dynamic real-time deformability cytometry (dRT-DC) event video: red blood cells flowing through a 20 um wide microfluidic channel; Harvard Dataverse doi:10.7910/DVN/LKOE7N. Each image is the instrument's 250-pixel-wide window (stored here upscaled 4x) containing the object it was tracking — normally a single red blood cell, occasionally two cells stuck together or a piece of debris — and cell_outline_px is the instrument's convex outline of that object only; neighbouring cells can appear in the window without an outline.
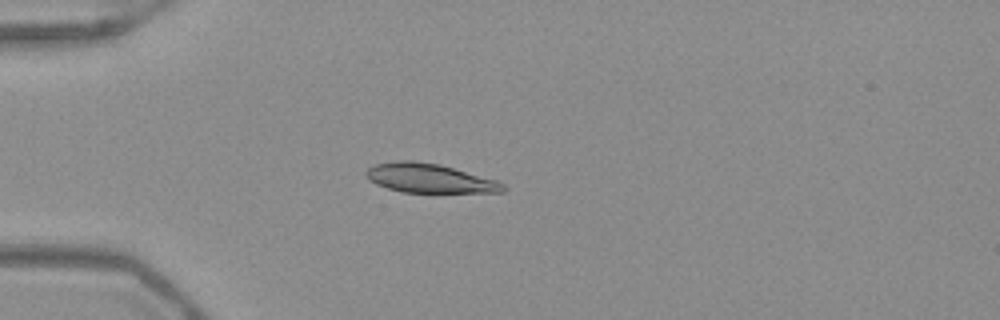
{"species": "Egyptian fruit bat (a non-hibernating species)", "species_latin": "Rousettus aegyptiacus", "temperature_condition": "warm", "stored_images_in_passage": 39, "camera_frame_rate_fps": 3000, "um_per_image_px": 0.085, "frame": {"image": 1, "passage_image": 1, "time_ms": 0.0, "image_size_px": [1000, 320], "cell_outline_px": [[508, 188], [504, 192], [404, 192], [388, 188], [376, 184], [368, 180], [364, 176], [364, 172], [368, 168], [376, 164], [396, 160], [412, 160], [440, 164], [496, 180], [504, 184]], "centroid_in_image_um": [36.48, 15.14], "position_along_channel_um": 48.5, "area_um2": 23.29}}
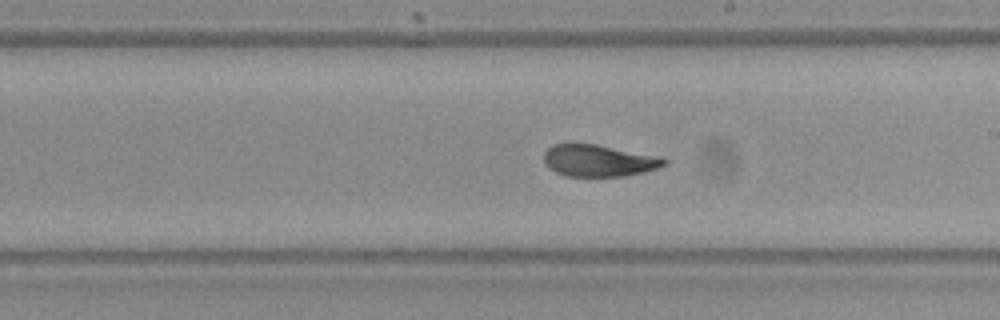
{"frame": {"image": 2, "passage_image": 17, "time_ms": 5.333, "image_size_px": [1000, 320], "cell_outline_px": [[668, 164], [644, 172], [624, 176], [564, 176], [548, 168], [544, 164], [544, 152], [552, 144], [596, 144], [660, 156], [668, 160]], "centroid_in_image_um": [50.89, 13.65], "position_along_channel_um": 238.1, "area_um2": 22.43}}
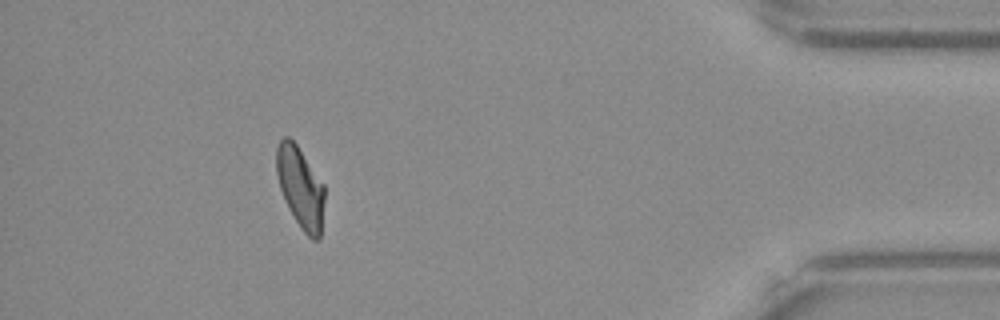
{"frame": {"image": 3, "passage_image": 34, "time_ms": 11.0, "image_size_px": [1000, 320], "cell_outline_px": [[324, 200], [320, 240], [312, 240], [304, 232], [288, 208], [280, 188], [276, 172], [276, 148], [280, 140], [284, 136], [288, 136], [296, 144], [324, 184]], "centroid_in_image_um": [25.53, 15.93], "position_along_channel_um": 409.7, "area_um2": 22.6}, "authors_computed_cell_mechanics": {"area_um2": 23.2934, "velocity_mm_per_s": 3.909, "shape_relaxation_time_tau1_ms": 9.2497, "shape_relaxation_time_tau2_ms": 1.075, "deformation_change_tau1": 0.26, "deformation_change_tau2": 0.054}}